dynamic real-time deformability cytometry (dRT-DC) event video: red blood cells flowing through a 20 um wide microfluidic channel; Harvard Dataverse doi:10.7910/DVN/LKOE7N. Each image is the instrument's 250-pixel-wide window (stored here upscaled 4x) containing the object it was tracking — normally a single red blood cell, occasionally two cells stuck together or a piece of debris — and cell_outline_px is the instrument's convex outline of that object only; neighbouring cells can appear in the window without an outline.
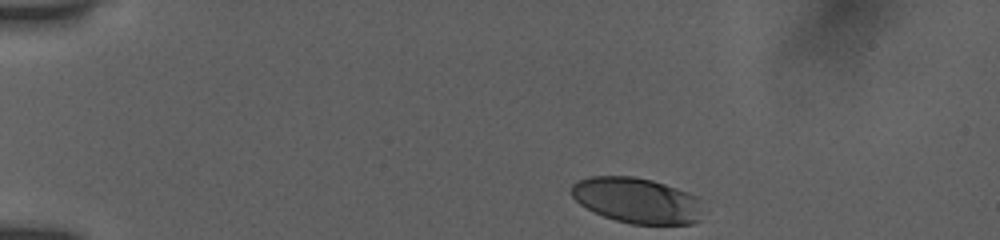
{"species": "human", "species_latin": "Homo sapiens", "temperature_condition": "room temperature", "stored_images_in_passage": 38, "camera_frame_rate_fps": 3000, "um_per_image_px": 0.085, "donor": {"sex": "female"}, "frame": {"image": 1, "passage_image": 1, "time_ms": 0.0, "image_size_px": [1000, 240], "cell_outline_px": [[700, 220], [692, 224], [632, 224], [616, 220], [604, 216], [580, 204], [572, 196], [572, 184], [576, 180], [588, 176], [632, 176], [652, 180], [688, 192], [696, 196]], "centroid_in_image_um": [54.08, 17.02], "position_along_channel_um": 30.9, "area_um2": 34.51}}
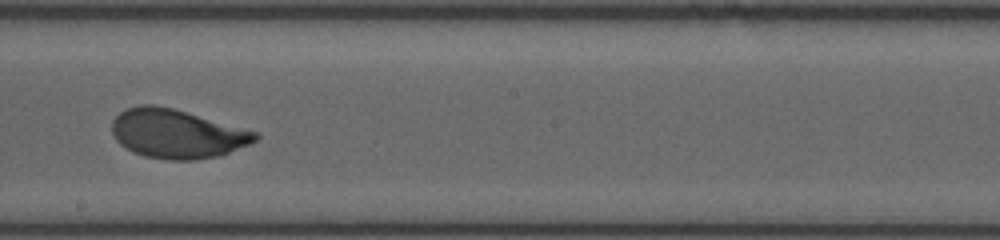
{"frame": {"image": 2, "passage_image": 23, "time_ms": 7.333, "image_size_px": [1000, 240], "cell_outline_px": [[260, 136], [256, 140], [248, 144], [220, 156], [196, 160], [168, 160], [144, 156], [132, 152], [124, 148], [116, 140], [112, 132], [112, 120], [120, 112], [128, 108], [140, 104], [152, 104], [172, 108], [260, 132]], "centroid_in_image_um": [15.03, 11.37], "position_along_channel_um": 233.2, "area_um2": 41.1}}
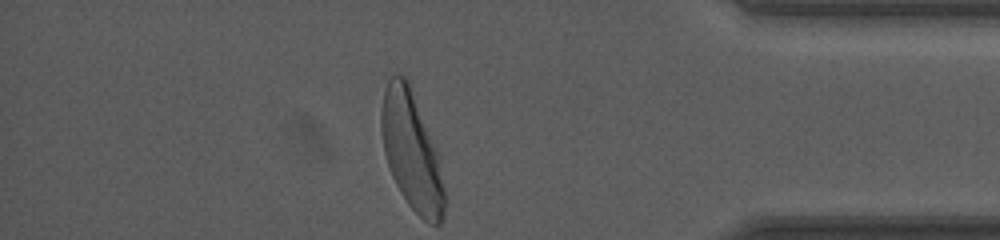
{"frame": {"image": 3, "passage_image": 38, "time_ms": 12.333, "image_size_px": [1000, 240], "cell_outline_px": [[444, 216], [440, 224], [432, 224], [424, 220], [408, 204], [400, 192], [392, 176], [384, 152], [380, 128], [380, 112], [384, 92], [388, 80], [392, 76], [404, 76], [408, 80], [440, 152], [444, 188]], "centroid_in_image_um": [35.01, 12.83], "position_along_channel_um": 400.2, "area_um2": 43.99}, "authors_computed_cell_mechanics": {"area_um2": 40.6334, "velocity_mm_per_s": 3.8688, "shape_relaxation_time_tau1_ms": 2.9363, "shape_relaxation_time_tau2_ms": null, "deformation_change_tau1": 0.1585, "deformation_change_tau2": null}}